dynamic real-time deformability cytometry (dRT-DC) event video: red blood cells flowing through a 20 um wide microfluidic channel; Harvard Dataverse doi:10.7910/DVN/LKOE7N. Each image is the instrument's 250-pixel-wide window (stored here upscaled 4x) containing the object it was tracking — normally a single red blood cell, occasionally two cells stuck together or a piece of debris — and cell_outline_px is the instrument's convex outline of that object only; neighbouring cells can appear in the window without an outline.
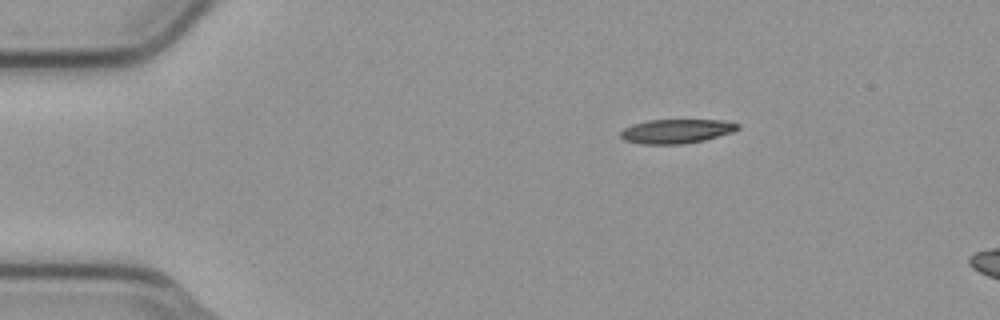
{"species": "common noctule bat (a hibernating species)", "species_latin": "Nyctalus noctula", "temperature_condition": "cold", "stored_images_in_passage": 4, "segment_of_instrument_passage": [1, 2], "camera_frame_rate_fps": 3000, "um_per_image_px": 0.085, "animal": {"sex": "male", "body_mass_g": 23.1, "forearm_length_mm": 52.7}, "frame": {"image": 1, "passage_image": 1, "time_ms": 0.0, "image_size_px": [1000, 320], "cell_outline_px": [[740, 128], [732, 132], [704, 140], [684, 144], [640, 144], [624, 140], [620, 136], [620, 132], [624, 128], [632, 124], [648, 120], [724, 120], [740, 124]], "centroid_in_image_um": [57.48, 11.15], "position_along_channel_um": 27.5, "area_um2": 16.59}}